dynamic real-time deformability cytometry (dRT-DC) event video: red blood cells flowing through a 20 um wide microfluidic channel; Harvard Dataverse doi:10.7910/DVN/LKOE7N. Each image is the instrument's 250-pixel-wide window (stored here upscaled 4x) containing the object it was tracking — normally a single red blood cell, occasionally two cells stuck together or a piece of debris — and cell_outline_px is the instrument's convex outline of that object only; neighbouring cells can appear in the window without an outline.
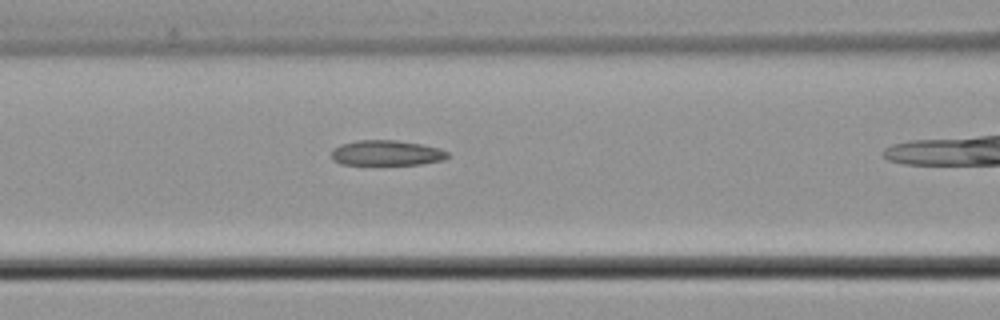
{"species": "common noctule bat (a hibernating species)", "species_latin": "Nyctalus noctula", "temperature_condition": "cold", "stored_images_in_passage": 11, "camera_frame_rate_fps": 3000, "um_per_image_px": 0.085, "animal": {"sex": "male", "body_mass_g": 21.5, "forearm_length_mm": 52.0}, "frame": {"image": 1, "passage_image": 7, "time_ms": 2.0, "image_size_px": [1000, 320], "cell_outline_px": [[448, 156], [444, 160], [420, 164], [340, 164], [332, 160], [332, 148], [340, 144], [356, 140], [396, 140], [420, 144], [440, 148], [448, 152]], "centroid_in_image_um": [32.83, 12.99], "position_along_channel_um": 133.8, "area_um2": 17.11}}
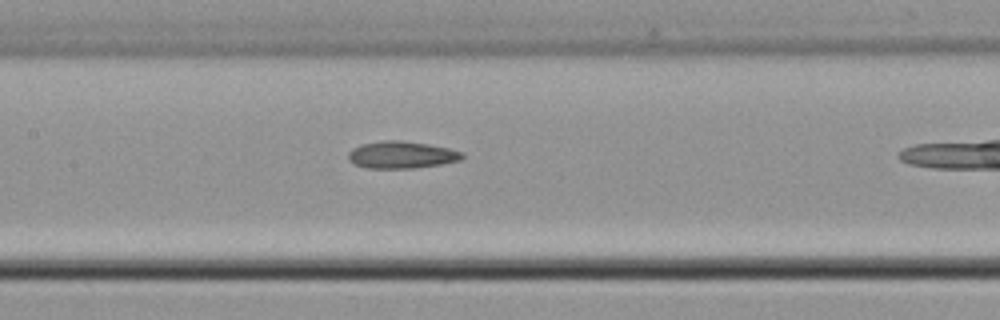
{"frame": {"image": 2, "passage_image": 10, "time_ms": 3.0, "image_size_px": [1000, 320], "cell_outline_px": [[464, 156], [460, 160], [440, 164], [412, 168], [368, 168], [356, 164], [348, 160], [348, 152], [352, 148], [360, 144], [384, 140], [400, 140], [428, 144], [448, 148], [464, 152]], "centroid_in_image_um": [34.11, 13.15], "position_along_channel_um": 173.3, "area_um2": 17.98}}